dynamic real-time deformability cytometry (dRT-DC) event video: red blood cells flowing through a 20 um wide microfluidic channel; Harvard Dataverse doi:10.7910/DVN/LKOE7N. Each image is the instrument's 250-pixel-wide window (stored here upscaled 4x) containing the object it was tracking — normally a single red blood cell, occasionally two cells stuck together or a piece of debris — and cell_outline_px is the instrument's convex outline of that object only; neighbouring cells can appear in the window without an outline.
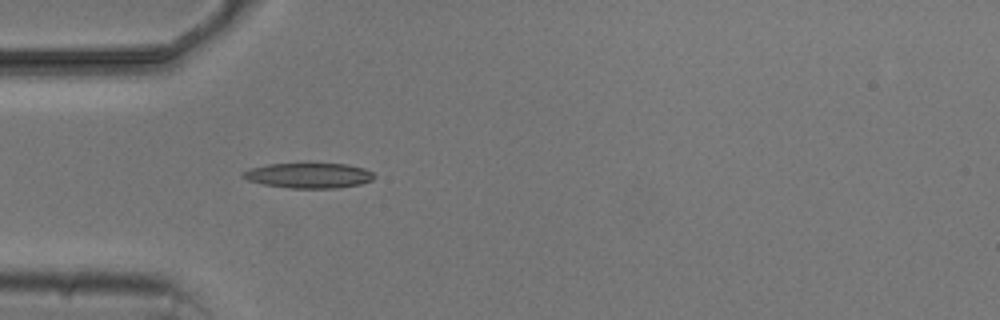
{"species": "common noctule bat (a hibernating species)", "species_latin": "Nyctalus noctula", "temperature_condition": "cold", "stored_images_in_passage": 4, "camera_frame_rate_fps": 3000, "um_per_image_px": 0.085, "animal": {"sex": "male", "body_mass_g": 20.5, "forearm_length_mm": 52.5}, "frame": {"image": 1, "passage_image": 4, "time_ms": 4.667, "image_size_px": [1000, 320], "cell_outline_px": [[376, 176], [372, 180], [360, 184], [340, 188], [292, 188], [264, 184], [248, 180], [240, 176], [240, 172], [248, 168], [268, 164], [348, 164], [364, 168], [372, 172]], "centroid_in_image_um": [26.23, 14.91], "position_along_channel_um": 58.8, "area_um2": 19.31}}